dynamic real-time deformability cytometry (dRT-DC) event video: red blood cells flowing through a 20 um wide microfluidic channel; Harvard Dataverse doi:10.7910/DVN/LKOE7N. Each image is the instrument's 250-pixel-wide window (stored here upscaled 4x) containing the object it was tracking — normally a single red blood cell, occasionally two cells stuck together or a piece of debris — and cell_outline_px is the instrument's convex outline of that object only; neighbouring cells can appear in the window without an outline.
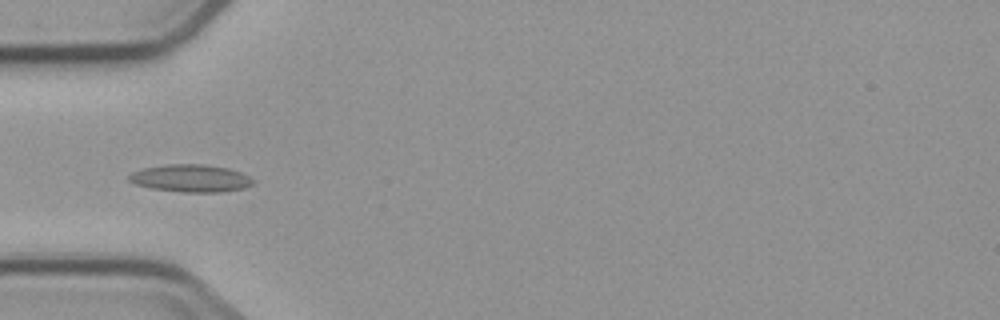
{"species": "common noctule bat (a hibernating species)", "species_latin": "Nyctalus noctula", "temperature_condition": "cold", "stored_images_in_passage": 10, "camera_frame_rate_fps": 3000, "um_per_image_px": 0.085, "animal": {"sex": "male", "body_mass_g": 23.1, "forearm_length_mm": 52.7}, "frame": {"image": 1, "passage_image": 1, "time_ms": 0.0, "image_size_px": [1000, 320], "cell_outline_px": [[256, 180], [252, 184], [244, 188], [220, 192], [184, 192], [152, 188], [136, 184], [128, 180], [128, 176], [132, 172], [144, 168], [168, 164], [204, 164], [228, 168], [240, 172]], "centroid_in_image_um": [16.23, 15.15], "position_along_channel_um": 68.8, "area_um2": 19.77}}
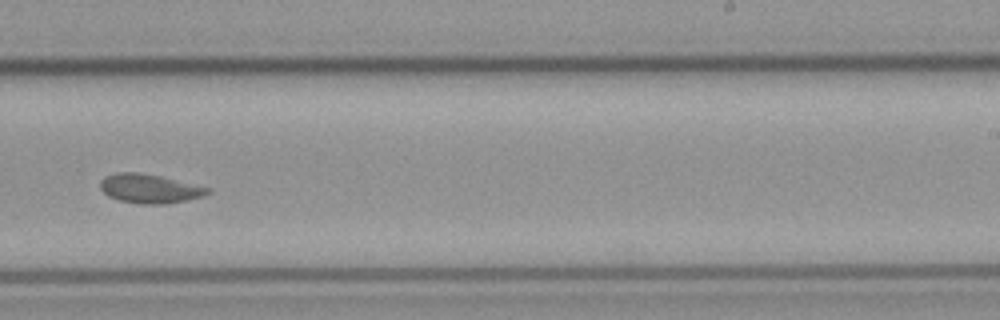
{"frame": {"image": 2, "passage_image": 6, "time_ms": 5.667, "image_size_px": [1000, 320], "cell_outline_px": [[212, 192], [204, 196], [188, 200], [164, 204], [140, 204], [120, 200], [108, 196], [100, 188], [100, 180], [104, 176], [116, 172], [140, 172], [160, 176], [212, 188]], "centroid_in_image_um": [12.73, 16.03], "position_along_channel_um": 276.3, "area_um2": 18.38}}
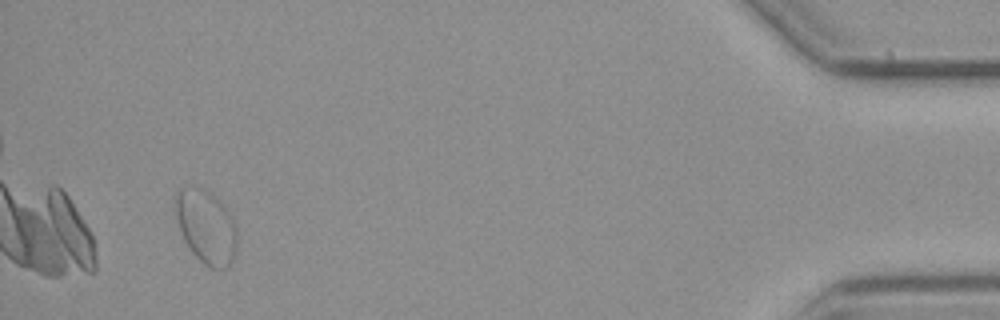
{"frame": {"image": 3, "passage_image": 10, "time_ms": 11.667, "image_size_px": [1000, 320], "cell_outline_px": [[236, 248], [232, 260], [228, 268], [212, 268], [204, 264], [192, 252], [184, 240], [180, 232], [176, 216], [176, 192], [180, 188], [204, 188], [212, 192], [224, 204], [232, 220], [236, 232]], "centroid_in_image_um": [17.52, 19.27], "position_along_channel_um": 417.7, "area_um2": 26.18}, "authors_computed_cell_mechanics": {"area_um2": 18.0625, "velocity_mm_per_s": 3.6609, "shape_relaxation_time_tau1_ms": 9.8076, "shape_relaxation_time_tau2_ms": 1.9371, "deformation_change_tau1": 0.1399, "deformation_change_tau2": 0.0651}}